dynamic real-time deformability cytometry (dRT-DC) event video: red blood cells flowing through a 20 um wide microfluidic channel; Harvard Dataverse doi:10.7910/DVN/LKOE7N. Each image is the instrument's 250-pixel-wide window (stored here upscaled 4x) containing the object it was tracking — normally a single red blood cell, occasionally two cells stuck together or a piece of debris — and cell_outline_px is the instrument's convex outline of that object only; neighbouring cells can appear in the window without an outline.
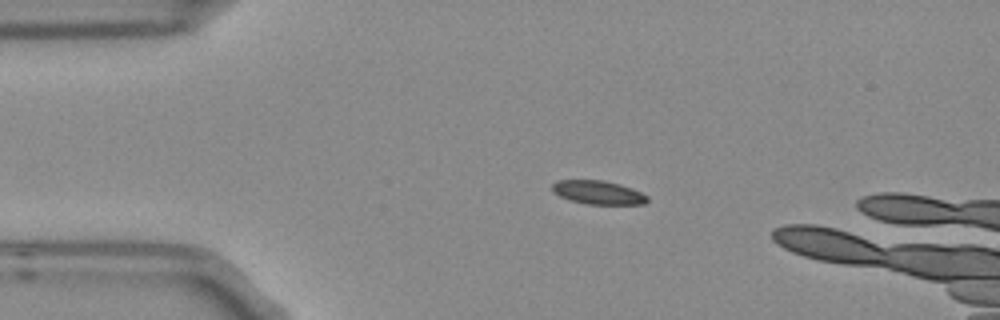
{"species": "Egyptian fruit bat (a non-hibernating species)", "species_latin": "Rousettus aegyptiacus", "temperature_condition": "room temperature", "stored_images_in_passage": 5, "camera_frame_rate_fps": 3000, "um_per_image_px": 0.085, "frame": {"image": 1, "passage_image": 3, "time_ms": 0.667, "image_size_px": [1000, 320], "cell_outline_px": [[648, 200], [644, 204], [588, 204], [572, 200], [560, 196], [552, 192], [552, 184], [556, 180], [604, 180], [620, 184], [632, 188], [648, 196]], "centroid_in_image_um": [50.84, 16.35], "position_along_channel_um": 34.2, "area_um2": 13.06}}